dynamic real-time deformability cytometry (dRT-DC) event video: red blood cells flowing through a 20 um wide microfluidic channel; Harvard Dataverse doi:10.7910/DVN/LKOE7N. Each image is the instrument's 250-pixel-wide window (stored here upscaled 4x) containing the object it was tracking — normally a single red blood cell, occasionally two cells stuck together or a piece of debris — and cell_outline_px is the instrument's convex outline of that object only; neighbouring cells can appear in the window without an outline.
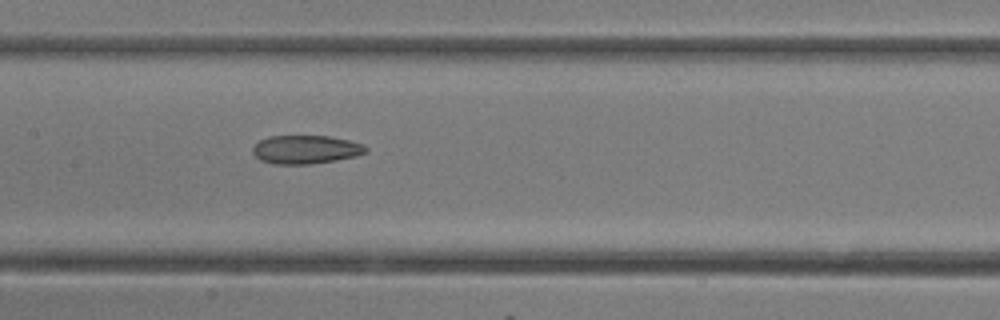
{"species": "common noctule bat (a hibernating species)", "species_latin": "Nyctalus noctula", "temperature_condition": "room temperature", "stored_images_in_passage": 14, "camera_frame_rate_fps": 3000, "um_per_image_px": 0.085, "animal": {"sex": "female"}, "frame": {"image": 1, "passage_image": 14, "time_ms": 4.333, "image_size_px": [1000, 320], "cell_outline_px": [[368, 152], [356, 156], [336, 160], [312, 164], [272, 164], [260, 160], [252, 152], [252, 148], [260, 140], [268, 136], [332, 136], [364, 144], [368, 148]], "centroid_in_image_um": [26.01, 12.71], "position_along_channel_um": 181.4, "area_um2": 18.96}}